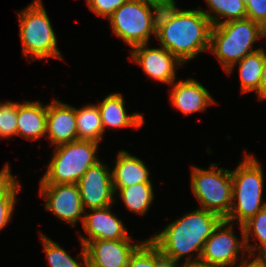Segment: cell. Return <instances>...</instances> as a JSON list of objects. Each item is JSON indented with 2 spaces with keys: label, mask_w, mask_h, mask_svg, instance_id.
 Returning a JSON list of instances; mask_svg holds the SVG:
<instances>
[{
  "label": "cell",
  "mask_w": 266,
  "mask_h": 267,
  "mask_svg": "<svg viewBox=\"0 0 266 267\" xmlns=\"http://www.w3.org/2000/svg\"><path fill=\"white\" fill-rule=\"evenodd\" d=\"M262 37H266V24L262 26Z\"/></svg>",
  "instance_id": "obj_38"
},
{
  "label": "cell",
  "mask_w": 266,
  "mask_h": 267,
  "mask_svg": "<svg viewBox=\"0 0 266 267\" xmlns=\"http://www.w3.org/2000/svg\"><path fill=\"white\" fill-rule=\"evenodd\" d=\"M222 220L219 215L199 208L171 222L149 240L161 253L176 261L185 255H188L185 261L199 260L206 240ZM193 252H197L195 259Z\"/></svg>",
  "instance_id": "obj_1"
},
{
  "label": "cell",
  "mask_w": 266,
  "mask_h": 267,
  "mask_svg": "<svg viewBox=\"0 0 266 267\" xmlns=\"http://www.w3.org/2000/svg\"><path fill=\"white\" fill-rule=\"evenodd\" d=\"M242 1H243V3H244L245 5H247L248 2H249L250 0H242Z\"/></svg>",
  "instance_id": "obj_39"
},
{
  "label": "cell",
  "mask_w": 266,
  "mask_h": 267,
  "mask_svg": "<svg viewBox=\"0 0 266 267\" xmlns=\"http://www.w3.org/2000/svg\"><path fill=\"white\" fill-rule=\"evenodd\" d=\"M17 135V102H0V138Z\"/></svg>",
  "instance_id": "obj_27"
},
{
  "label": "cell",
  "mask_w": 266,
  "mask_h": 267,
  "mask_svg": "<svg viewBox=\"0 0 266 267\" xmlns=\"http://www.w3.org/2000/svg\"><path fill=\"white\" fill-rule=\"evenodd\" d=\"M47 105L40 101L17 103V135L34 141L46 136Z\"/></svg>",
  "instance_id": "obj_17"
},
{
  "label": "cell",
  "mask_w": 266,
  "mask_h": 267,
  "mask_svg": "<svg viewBox=\"0 0 266 267\" xmlns=\"http://www.w3.org/2000/svg\"><path fill=\"white\" fill-rule=\"evenodd\" d=\"M87 213H84L86 215H84L82 226L89 238L79 234L80 244L83 246L93 240L132 239L122 220L118 219L115 213H111V206L89 209Z\"/></svg>",
  "instance_id": "obj_13"
},
{
  "label": "cell",
  "mask_w": 266,
  "mask_h": 267,
  "mask_svg": "<svg viewBox=\"0 0 266 267\" xmlns=\"http://www.w3.org/2000/svg\"><path fill=\"white\" fill-rule=\"evenodd\" d=\"M83 265L84 267H103L102 265L91 260L87 255L85 257V261Z\"/></svg>",
  "instance_id": "obj_37"
},
{
  "label": "cell",
  "mask_w": 266,
  "mask_h": 267,
  "mask_svg": "<svg viewBox=\"0 0 266 267\" xmlns=\"http://www.w3.org/2000/svg\"><path fill=\"white\" fill-rule=\"evenodd\" d=\"M180 267H211L201 259L193 261H184Z\"/></svg>",
  "instance_id": "obj_36"
},
{
  "label": "cell",
  "mask_w": 266,
  "mask_h": 267,
  "mask_svg": "<svg viewBox=\"0 0 266 267\" xmlns=\"http://www.w3.org/2000/svg\"><path fill=\"white\" fill-rule=\"evenodd\" d=\"M260 100H266V52L263 49V65L260 83Z\"/></svg>",
  "instance_id": "obj_34"
},
{
  "label": "cell",
  "mask_w": 266,
  "mask_h": 267,
  "mask_svg": "<svg viewBox=\"0 0 266 267\" xmlns=\"http://www.w3.org/2000/svg\"><path fill=\"white\" fill-rule=\"evenodd\" d=\"M248 19L263 26L266 24V0H250L246 5Z\"/></svg>",
  "instance_id": "obj_31"
},
{
  "label": "cell",
  "mask_w": 266,
  "mask_h": 267,
  "mask_svg": "<svg viewBox=\"0 0 266 267\" xmlns=\"http://www.w3.org/2000/svg\"><path fill=\"white\" fill-rule=\"evenodd\" d=\"M130 211L144 215L154 200L152 183H140L125 188H114Z\"/></svg>",
  "instance_id": "obj_22"
},
{
  "label": "cell",
  "mask_w": 266,
  "mask_h": 267,
  "mask_svg": "<svg viewBox=\"0 0 266 267\" xmlns=\"http://www.w3.org/2000/svg\"><path fill=\"white\" fill-rule=\"evenodd\" d=\"M112 173L113 188H125L140 183H152L144 162L125 150L117 154Z\"/></svg>",
  "instance_id": "obj_19"
},
{
  "label": "cell",
  "mask_w": 266,
  "mask_h": 267,
  "mask_svg": "<svg viewBox=\"0 0 266 267\" xmlns=\"http://www.w3.org/2000/svg\"><path fill=\"white\" fill-rule=\"evenodd\" d=\"M109 170L99 161L91 166L77 182L84 210L105 208L114 203L115 192L112 173Z\"/></svg>",
  "instance_id": "obj_11"
},
{
  "label": "cell",
  "mask_w": 266,
  "mask_h": 267,
  "mask_svg": "<svg viewBox=\"0 0 266 267\" xmlns=\"http://www.w3.org/2000/svg\"><path fill=\"white\" fill-rule=\"evenodd\" d=\"M108 19L112 32L131 47L150 43V35H156L151 24L150 0H129Z\"/></svg>",
  "instance_id": "obj_8"
},
{
  "label": "cell",
  "mask_w": 266,
  "mask_h": 267,
  "mask_svg": "<svg viewBox=\"0 0 266 267\" xmlns=\"http://www.w3.org/2000/svg\"><path fill=\"white\" fill-rule=\"evenodd\" d=\"M129 0H86L89 9L96 15L109 18L121 5Z\"/></svg>",
  "instance_id": "obj_30"
},
{
  "label": "cell",
  "mask_w": 266,
  "mask_h": 267,
  "mask_svg": "<svg viewBox=\"0 0 266 267\" xmlns=\"http://www.w3.org/2000/svg\"><path fill=\"white\" fill-rule=\"evenodd\" d=\"M76 128L78 140L101 142L104 131L98 105L76 108Z\"/></svg>",
  "instance_id": "obj_21"
},
{
  "label": "cell",
  "mask_w": 266,
  "mask_h": 267,
  "mask_svg": "<svg viewBox=\"0 0 266 267\" xmlns=\"http://www.w3.org/2000/svg\"><path fill=\"white\" fill-rule=\"evenodd\" d=\"M246 155L239 166L231 170L232 206L225 219L231 223L238 220L242 226L266 206V202H262L263 169L253 155Z\"/></svg>",
  "instance_id": "obj_4"
},
{
  "label": "cell",
  "mask_w": 266,
  "mask_h": 267,
  "mask_svg": "<svg viewBox=\"0 0 266 267\" xmlns=\"http://www.w3.org/2000/svg\"><path fill=\"white\" fill-rule=\"evenodd\" d=\"M175 0H150L151 24L156 33L164 27L178 12Z\"/></svg>",
  "instance_id": "obj_26"
},
{
  "label": "cell",
  "mask_w": 266,
  "mask_h": 267,
  "mask_svg": "<svg viewBox=\"0 0 266 267\" xmlns=\"http://www.w3.org/2000/svg\"><path fill=\"white\" fill-rule=\"evenodd\" d=\"M253 258V260L243 258L238 267H266V258H257L255 256Z\"/></svg>",
  "instance_id": "obj_35"
},
{
  "label": "cell",
  "mask_w": 266,
  "mask_h": 267,
  "mask_svg": "<svg viewBox=\"0 0 266 267\" xmlns=\"http://www.w3.org/2000/svg\"><path fill=\"white\" fill-rule=\"evenodd\" d=\"M211 11L202 12L209 18L212 26H217L222 23H226L234 20H241L247 17L246 14V5L242 0H206ZM225 17V20L221 21V18Z\"/></svg>",
  "instance_id": "obj_23"
},
{
  "label": "cell",
  "mask_w": 266,
  "mask_h": 267,
  "mask_svg": "<svg viewBox=\"0 0 266 267\" xmlns=\"http://www.w3.org/2000/svg\"><path fill=\"white\" fill-rule=\"evenodd\" d=\"M243 227L245 246L249 254L248 256L252 258L256 253L254 251H258L259 254L257 255V258H266V206L246 222ZM251 234L259 241V243L256 242L254 246L253 244H249V236H251Z\"/></svg>",
  "instance_id": "obj_24"
},
{
  "label": "cell",
  "mask_w": 266,
  "mask_h": 267,
  "mask_svg": "<svg viewBox=\"0 0 266 267\" xmlns=\"http://www.w3.org/2000/svg\"><path fill=\"white\" fill-rule=\"evenodd\" d=\"M99 143L76 140L55 146L54 154L39 184H77L84 173L100 159Z\"/></svg>",
  "instance_id": "obj_5"
},
{
  "label": "cell",
  "mask_w": 266,
  "mask_h": 267,
  "mask_svg": "<svg viewBox=\"0 0 266 267\" xmlns=\"http://www.w3.org/2000/svg\"><path fill=\"white\" fill-rule=\"evenodd\" d=\"M233 223L223 219L206 240L201 260L211 267H234L240 252L246 253L244 227L240 225L242 239L233 232Z\"/></svg>",
  "instance_id": "obj_9"
},
{
  "label": "cell",
  "mask_w": 266,
  "mask_h": 267,
  "mask_svg": "<svg viewBox=\"0 0 266 267\" xmlns=\"http://www.w3.org/2000/svg\"><path fill=\"white\" fill-rule=\"evenodd\" d=\"M262 38V26L251 19L229 21L212 26L209 50L217 57L223 69L231 73L237 62L260 48L253 49Z\"/></svg>",
  "instance_id": "obj_3"
},
{
  "label": "cell",
  "mask_w": 266,
  "mask_h": 267,
  "mask_svg": "<svg viewBox=\"0 0 266 267\" xmlns=\"http://www.w3.org/2000/svg\"><path fill=\"white\" fill-rule=\"evenodd\" d=\"M44 251L48 259L50 267H82L86 257L85 247L81 244V254L83 257V262L73 259L60 245L55 241L48 238L44 234H41Z\"/></svg>",
  "instance_id": "obj_25"
},
{
  "label": "cell",
  "mask_w": 266,
  "mask_h": 267,
  "mask_svg": "<svg viewBox=\"0 0 266 267\" xmlns=\"http://www.w3.org/2000/svg\"><path fill=\"white\" fill-rule=\"evenodd\" d=\"M10 172L9 164L0 171V195H5L18 181Z\"/></svg>",
  "instance_id": "obj_32"
},
{
  "label": "cell",
  "mask_w": 266,
  "mask_h": 267,
  "mask_svg": "<svg viewBox=\"0 0 266 267\" xmlns=\"http://www.w3.org/2000/svg\"><path fill=\"white\" fill-rule=\"evenodd\" d=\"M46 136L54 147L78 140L76 107L57 99L47 105Z\"/></svg>",
  "instance_id": "obj_14"
},
{
  "label": "cell",
  "mask_w": 266,
  "mask_h": 267,
  "mask_svg": "<svg viewBox=\"0 0 266 267\" xmlns=\"http://www.w3.org/2000/svg\"><path fill=\"white\" fill-rule=\"evenodd\" d=\"M239 67L241 93L255 90L260 99V83L263 65V48L247 54L237 62Z\"/></svg>",
  "instance_id": "obj_20"
},
{
  "label": "cell",
  "mask_w": 266,
  "mask_h": 267,
  "mask_svg": "<svg viewBox=\"0 0 266 267\" xmlns=\"http://www.w3.org/2000/svg\"><path fill=\"white\" fill-rule=\"evenodd\" d=\"M174 84V85H173ZM170 100L172 106L184 115L204 111L208 105L214 104L209 91L197 80L192 78L171 84Z\"/></svg>",
  "instance_id": "obj_16"
},
{
  "label": "cell",
  "mask_w": 266,
  "mask_h": 267,
  "mask_svg": "<svg viewBox=\"0 0 266 267\" xmlns=\"http://www.w3.org/2000/svg\"><path fill=\"white\" fill-rule=\"evenodd\" d=\"M126 267H156V246L149 239L141 241Z\"/></svg>",
  "instance_id": "obj_28"
},
{
  "label": "cell",
  "mask_w": 266,
  "mask_h": 267,
  "mask_svg": "<svg viewBox=\"0 0 266 267\" xmlns=\"http://www.w3.org/2000/svg\"><path fill=\"white\" fill-rule=\"evenodd\" d=\"M209 166L208 170L192 167V192L201 209L226 219L232 206L231 170L218 168L216 163Z\"/></svg>",
  "instance_id": "obj_7"
},
{
  "label": "cell",
  "mask_w": 266,
  "mask_h": 267,
  "mask_svg": "<svg viewBox=\"0 0 266 267\" xmlns=\"http://www.w3.org/2000/svg\"><path fill=\"white\" fill-rule=\"evenodd\" d=\"M148 46L147 43L131 48V60L140 65L148 77L171 85L176 80L175 70L183 64L164 47Z\"/></svg>",
  "instance_id": "obj_12"
},
{
  "label": "cell",
  "mask_w": 266,
  "mask_h": 267,
  "mask_svg": "<svg viewBox=\"0 0 266 267\" xmlns=\"http://www.w3.org/2000/svg\"><path fill=\"white\" fill-rule=\"evenodd\" d=\"M123 98L122 93H111L107 95L102 102L97 104L104 132L106 131V127H133L138 129L143 126V115L138 112L128 115L124 107L125 102Z\"/></svg>",
  "instance_id": "obj_18"
},
{
  "label": "cell",
  "mask_w": 266,
  "mask_h": 267,
  "mask_svg": "<svg viewBox=\"0 0 266 267\" xmlns=\"http://www.w3.org/2000/svg\"><path fill=\"white\" fill-rule=\"evenodd\" d=\"M20 187V183L17 182L5 195H0V230L11 220L16 203V194Z\"/></svg>",
  "instance_id": "obj_29"
},
{
  "label": "cell",
  "mask_w": 266,
  "mask_h": 267,
  "mask_svg": "<svg viewBox=\"0 0 266 267\" xmlns=\"http://www.w3.org/2000/svg\"><path fill=\"white\" fill-rule=\"evenodd\" d=\"M39 188L46 210L72 226L79 220L83 223L85 210L77 184H40Z\"/></svg>",
  "instance_id": "obj_10"
},
{
  "label": "cell",
  "mask_w": 266,
  "mask_h": 267,
  "mask_svg": "<svg viewBox=\"0 0 266 267\" xmlns=\"http://www.w3.org/2000/svg\"><path fill=\"white\" fill-rule=\"evenodd\" d=\"M18 14L23 56H30L32 60L63 59L42 1L34 0Z\"/></svg>",
  "instance_id": "obj_6"
},
{
  "label": "cell",
  "mask_w": 266,
  "mask_h": 267,
  "mask_svg": "<svg viewBox=\"0 0 266 267\" xmlns=\"http://www.w3.org/2000/svg\"><path fill=\"white\" fill-rule=\"evenodd\" d=\"M211 29L212 24L202 9H180L155 36L162 47L185 64L200 52L209 50Z\"/></svg>",
  "instance_id": "obj_2"
},
{
  "label": "cell",
  "mask_w": 266,
  "mask_h": 267,
  "mask_svg": "<svg viewBox=\"0 0 266 267\" xmlns=\"http://www.w3.org/2000/svg\"><path fill=\"white\" fill-rule=\"evenodd\" d=\"M179 261L161 253L156 247V267H179Z\"/></svg>",
  "instance_id": "obj_33"
},
{
  "label": "cell",
  "mask_w": 266,
  "mask_h": 267,
  "mask_svg": "<svg viewBox=\"0 0 266 267\" xmlns=\"http://www.w3.org/2000/svg\"><path fill=\"white\" fill-rule=\"evenodd\" d=\"M132 239L93 240L84 245L86 255L103 267H126L131 254L140 245Z\"/></svg>",
  "instance_id": "obj_15"
}]
</instances>
